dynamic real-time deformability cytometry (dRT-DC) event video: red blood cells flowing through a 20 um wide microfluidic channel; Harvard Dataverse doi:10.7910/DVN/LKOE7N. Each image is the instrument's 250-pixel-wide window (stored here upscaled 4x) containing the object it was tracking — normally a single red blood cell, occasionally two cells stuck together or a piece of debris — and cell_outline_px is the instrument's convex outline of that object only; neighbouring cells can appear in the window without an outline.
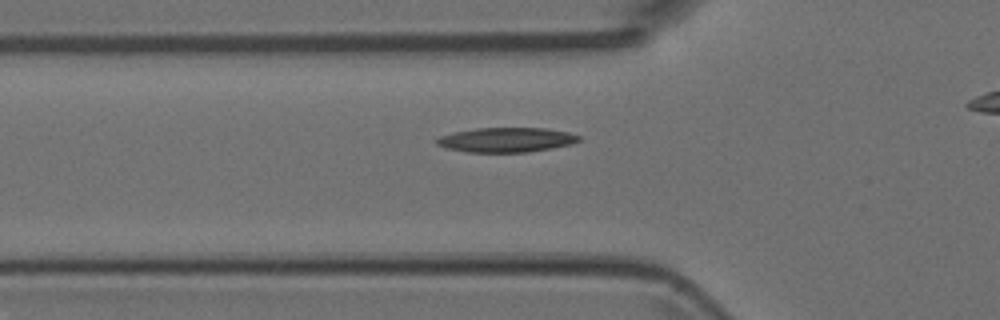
{"species": "Egyptian fruit bat (a non-hibernating species)", "species_latin": "Rousettus aegyptiacus", "temperature_condition": "room temperature", "stored_images_in_passage": 5, "segment_of_instrument_passage": [2, 2], "camera_frame_rate_fps": 3000, "um_per_image_px": 0.085, "animal": {"sex": "female"}, "frame": {"image": 1, "passage_image": 5, "time_ms": 1.333, "image_size_px": [1000, 320], "cell_outline_px": [[580, 140], [572, 144], [552, 148], [524, 152], [468, 152], [448, 148], [436, 144], [436, 140], [440, 136], [456, 132], [476, 128], [548, 128], [568, 132], [580, 136]], "centroid_in_image_um": [43.07, 11.88], "position_along_channel_um": 82.7, "area_um2": 20.23}}